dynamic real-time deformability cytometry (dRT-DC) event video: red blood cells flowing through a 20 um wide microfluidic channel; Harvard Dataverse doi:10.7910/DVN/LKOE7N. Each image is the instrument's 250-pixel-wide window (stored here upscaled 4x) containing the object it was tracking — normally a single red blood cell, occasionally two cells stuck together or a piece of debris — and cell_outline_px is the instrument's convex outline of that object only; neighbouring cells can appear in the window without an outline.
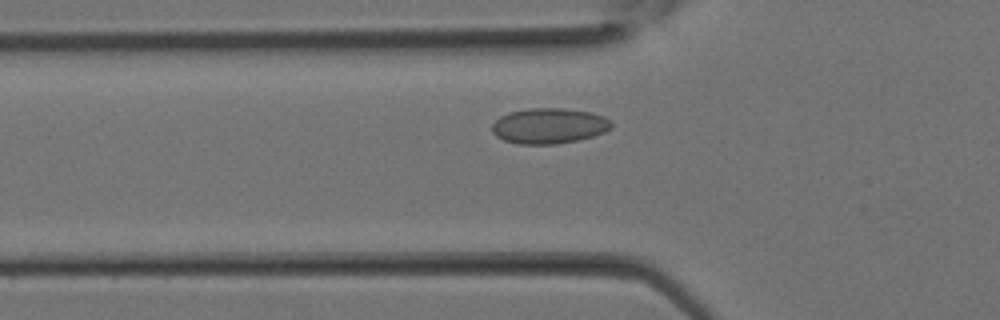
{"species": "Egyptian fruit bat (a non-hibernating species)", "species_latin": "Rousettus aegyptiacus", "temperature_condition": "room temperature", "stored_images_in_passage": 26, "camera_frame_rate_fps": 3000, "um_per_image_px": 0.085, "animal": {"sex": "female"}, "frame": {"image": 1, "passage_image": 6, "time_ms": 1.667, "image_size_px": [1000, 320], "cell_outline_px": [[612, 128], [604, 132], [592, 136], [576, 140], [556, 144], [520, 144], [504, 140], [496, 136], [492, 132], [492, 124], [500, 116], [508, 112], [528, 108], [564, 108], [588, 112], [604, 116], [612, 120]], "centroid_in_image_um": [46.66, 10.69], "position_along_channel_um": 79.1, "area_um2": 24.74}}
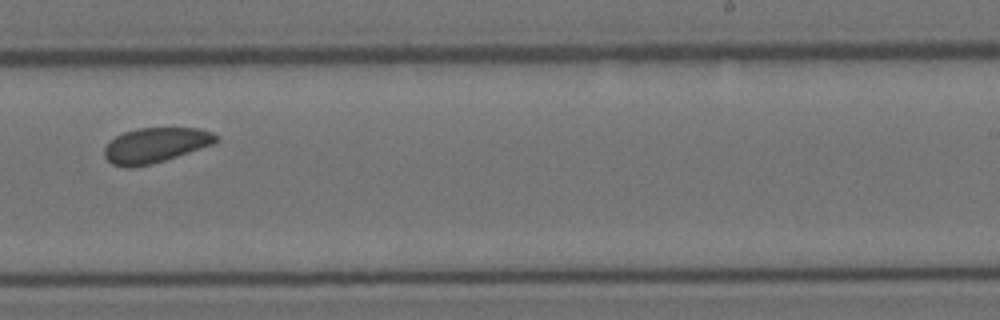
{"frame": {"image": 2, "passage_image": 15, "time_ms": 4.667, "image_size_px": [1000, 320], "cell_outline_px": [[220, 140], [212, 144], [152, 164], [132, 168], [124, 168], [112, 164], [104, 156], [104, 148], [116, 136], [124, 132], [136, 128], [200, 128], [212, 132], [220, 136]], "centroid_in_image_um": [13.21, 12.34], "position_along_channel_um": 275.8, "area_um2": 22.77}}
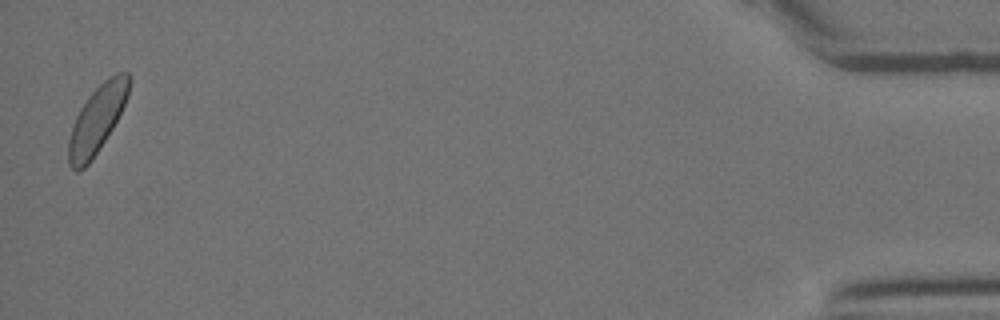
{"frame": {"image": 3, "passage_image": 26, "time_ms": 8.333, "image_size_px": [1000, 320], "cell_outline_px": [[132, 80], [128, 96], [112, 128], [92, 160], [84, 168], [76, 172], [68, 164], [68, 140], [72, 124], [80, 108], [88, 96], [108, 76], [116, 72], [128, 72], [132, 76]], "centroid_in_image_um": [8.25, 10.11], "position_along_channel_um": 427.0, "area_um2": 23.81}}